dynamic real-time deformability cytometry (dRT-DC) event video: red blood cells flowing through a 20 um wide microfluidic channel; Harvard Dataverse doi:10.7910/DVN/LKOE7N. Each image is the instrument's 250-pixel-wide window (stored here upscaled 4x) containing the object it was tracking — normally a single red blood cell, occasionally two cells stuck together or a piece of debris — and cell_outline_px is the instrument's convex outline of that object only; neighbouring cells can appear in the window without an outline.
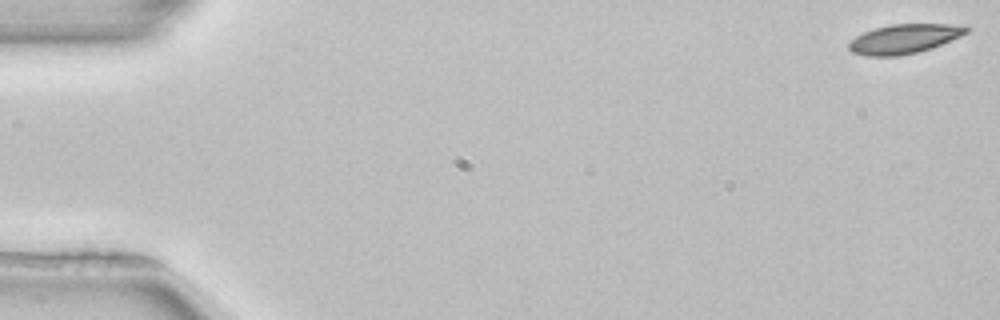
{"species": "common noctule bat (a hibernating species)", "species_latin": "Nyctalus noctula", "temperature_condition": "room temperature", "stored_images_in_passage": 53, "camera_frame_rate_fps": 3000, "um_per_image_px": 0.085, "animal": {"sex": "female", "body_mass_g": 22.7, "forearm_length_mm": 54.2}, "frame": {"image": 1, "passage_image": 1, "time_ms": 0.0, "image_size_px": [1000, 320], "cell_outline_px": [[972, 28], [968, 32], [960, 36], [932, 48], [916, 52], [896, 56], [864, 56], [852, 52], [848, 48], [848, 44], [856, 36], [864, 32], [876, 28], [892, 24], [968, 24]], "centroid_in_image_um": [76.91, 3.29], "position_along_channel_um": 8.1, "area_um2": 20.17}}
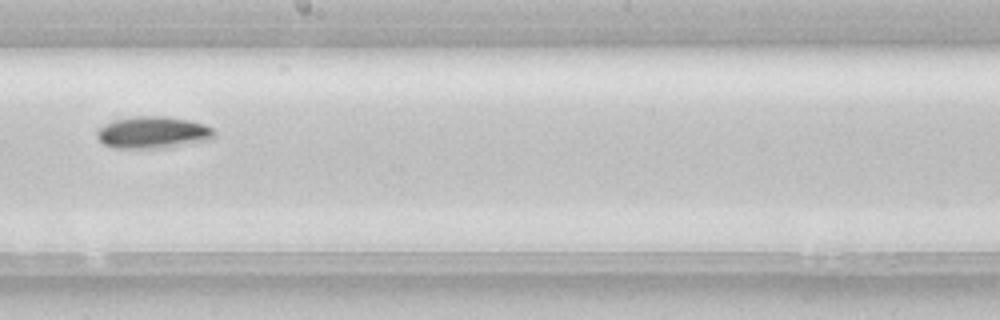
{"frame": {"image": 2, "passage_image": 30, "time_ms": 9.667, "image_size_px": [1000, 320], "cell_outline_px": [[216, 136], [212, 140], [164, 148], [116, 148], [104, 144], [96, 136], [96, 132], [104, 124], [116, 120], [132, 116], [168, 116], [192, 120], [204, 124], [212, 128], [216, 132]], "centroid_in_image_um": [13.06, 11.25], "position_along_channel_um": 235.1, "area_um2": 22.14}}
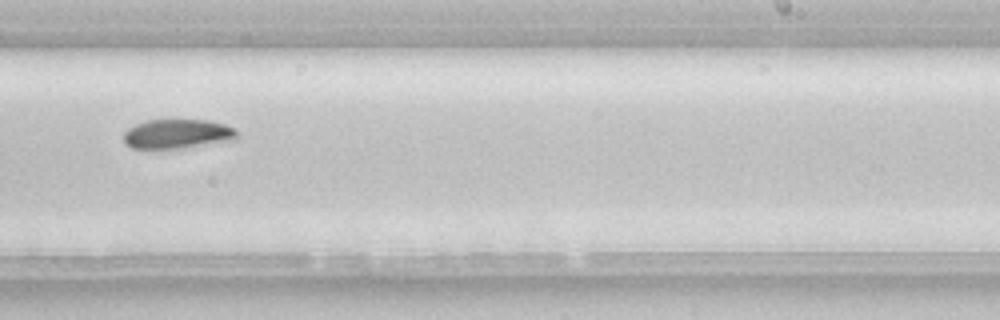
{"frame": {"image": 3, "passage_image": 33, "time_ms": 10.667, "image_size_px": [1000, 320], "cell_outline_px": [[236, 136], [232, 140], [176, 148], [132, 148], [124, 144], [124, 132], [128, 128], [144, 120], [208, 120], [224, 124], [232, 128], [236, 132]], "centroid_in_image_um": [15.0, 11.37], "position_along_channel_um": 274.0, "area_um2": 19.02}, "authors_computed_cell_mechanics": {"area_um2": 20.23, "velocity_mm_per_s": 3.9109, "shape_relaxation_time_tau1_ms": 2.9856, "shape_relaxation_time_tau2_ms": null, "deformation_change_tau1": 0.0786, "deformation_change_tau2": null}}